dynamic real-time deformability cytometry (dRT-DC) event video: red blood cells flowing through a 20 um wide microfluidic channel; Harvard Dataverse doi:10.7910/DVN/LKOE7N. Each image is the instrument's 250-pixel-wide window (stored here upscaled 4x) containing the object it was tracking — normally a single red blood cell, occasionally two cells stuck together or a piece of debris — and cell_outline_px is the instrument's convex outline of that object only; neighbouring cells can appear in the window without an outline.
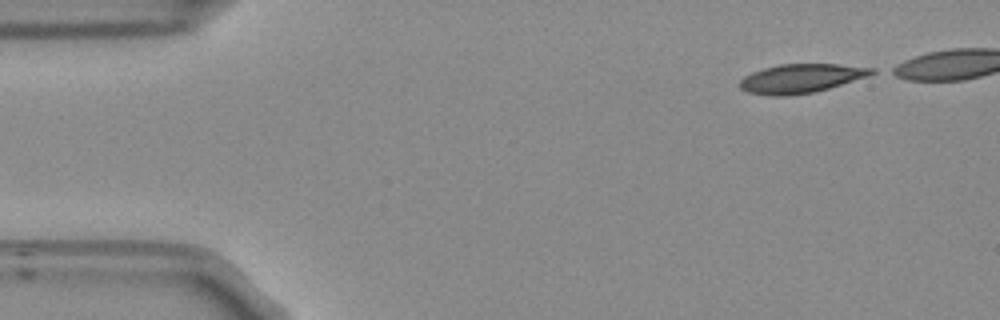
{"species": "Egyptian fruit bat (a non-hibernating species)", "species_latin": "Rousettus aegyptiacus", "temperature_condition": "room temperature", "stored_images_in_passage": 40, "camera_frame_rate_fps": 3000, "um_per_image_px": 0.085, "frame": {"image": 1, "passage_image": 1, "time_ms": 0.0, "image_size_px": [1000, 320], "cell_outline_px": [[876, 72], [868, 76], [816, 92], [784, 96], [772, 96], [748, 92], [740, 88], [740, 80], [744, 76], [752, 72], [764, 68], [780, 64], [840, 64], [876, 68]], "centroid_in_image_um": [68.1, 6.66], "position_along_channel_um": 16.9, "area_um2": 22.25}}
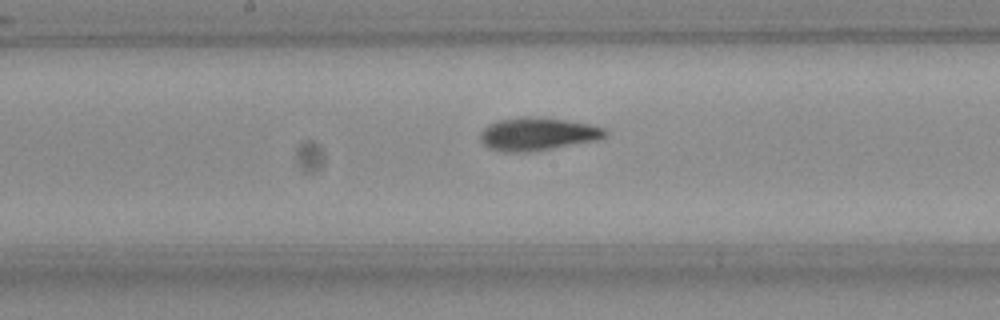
{"frame": {"image": 2, "passage_image": 23, "time_ms": 7.333, "image_size_px": [1000, 320], "cell_outline_px": [[608, 136], [596, 140], [552, 148], [528, 152], [504, 152], [488, 148], [480, 140], [480, 132], [488, 124], [496, 120], [520, 116], [536, 116], [564, 120], [588, 124], [604, 128], [608, 132]], "centroid_in_image_um": [45.65, 11.38], "position_along_channel_um": 202.6, "area_um2": 24.1}}
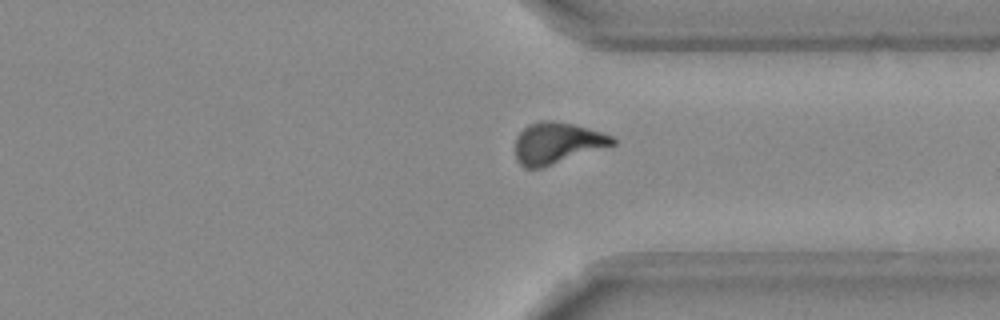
{"frame": {"image": 3, "passage_image": 36, "time_ms": 11.667, "image_size_px": [1000, 320], "cell_outline_px": [[616, 144], [540, 168], [524, 168], [516, 160], [516, 136], [528, 124], [540, 120], [552, 120], [576, 124], [612, 136], [616, 140]], "centroid_in_image_um": [47.33, 12.14], "position_along_channel_um": 364.1, "area_um2": 23.35}}